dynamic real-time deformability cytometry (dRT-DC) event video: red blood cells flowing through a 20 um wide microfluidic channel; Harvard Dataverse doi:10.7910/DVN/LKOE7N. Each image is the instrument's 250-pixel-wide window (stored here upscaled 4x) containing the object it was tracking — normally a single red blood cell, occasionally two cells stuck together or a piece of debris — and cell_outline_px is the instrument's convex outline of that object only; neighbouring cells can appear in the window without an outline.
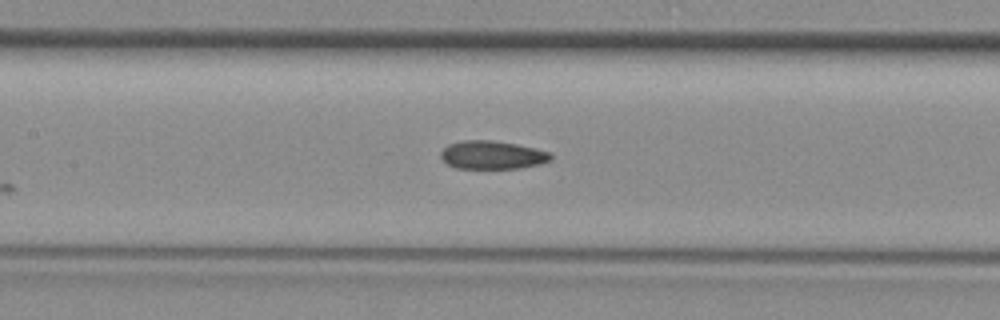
{"species": "common noctule bat (a hibernating species)", "species_latin": "Nyctalus noctula", "temperature_condition": "room temperature", "stored_images_in_passage": 5, "camera_frame_rate_fps": 3000, "um_per_image_px": 0.085, "animal": {"sex": "female", "body_mass_g": 29.2, "forearm_length_mm": 56.3}, "frame": {"image": 1, "passage_image": 5, "time_ms": 1.333, "image_size_px": [1000, 320], "cell_outline_px": [[552, 160], [540, 164], [520, 168], [456, 168], [448, 164], [440, 156], [440, 152], [448, 144], [464, 140], [492, 140], [516, 144], [536, 148], [552, 152]], "centroid_in_image_um": [41.88, 13.17], "position_along_channel_um": 165.5, "area_um2": 18.21}}